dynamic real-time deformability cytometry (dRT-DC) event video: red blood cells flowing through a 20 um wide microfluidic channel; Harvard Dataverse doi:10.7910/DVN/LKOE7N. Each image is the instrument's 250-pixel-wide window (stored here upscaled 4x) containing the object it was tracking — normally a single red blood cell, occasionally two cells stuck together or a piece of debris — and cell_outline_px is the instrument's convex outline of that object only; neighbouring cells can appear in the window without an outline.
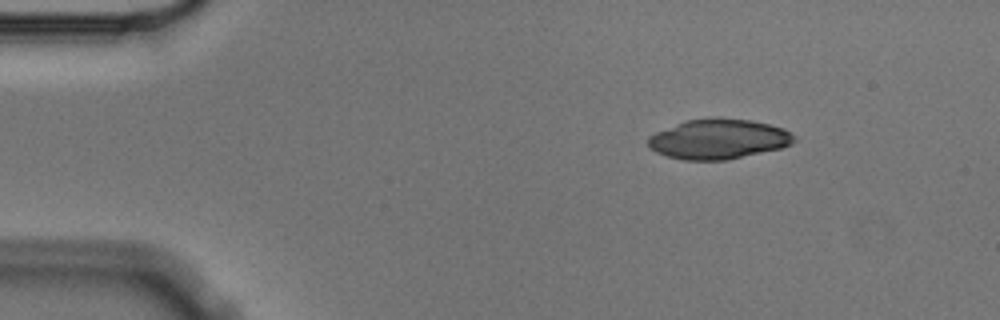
{"species": "Egyptian fruit bat (a non-hibernating species)", "species_latin": "Rousettus aegyptiacus", "temperature_condition": "cold", "stored_images_in_passage": 4, "camera_frame_rate_fps": 3000, "um_per_image_px": 0.085, "animal": {"sex": "male"}, "frame": {"image": 1, "passage_image": 1, "time_ms": 0.0, "image_size_px": [1000, 320], "cell_outline_px": [[796, 140], [792, 144], [780, 148], [728, 160], [684, 160], [668, 156], [656, 152], [648, 148], [648, 136], [656, 132], [684, 120], [708, 116], [720, 116], [752, 120], [784, 128], [796, 136]], "centroid_in_image_um": [61.07, 11.79], "position_along_channel_um": 23.9, "area_um2": 34.62}}